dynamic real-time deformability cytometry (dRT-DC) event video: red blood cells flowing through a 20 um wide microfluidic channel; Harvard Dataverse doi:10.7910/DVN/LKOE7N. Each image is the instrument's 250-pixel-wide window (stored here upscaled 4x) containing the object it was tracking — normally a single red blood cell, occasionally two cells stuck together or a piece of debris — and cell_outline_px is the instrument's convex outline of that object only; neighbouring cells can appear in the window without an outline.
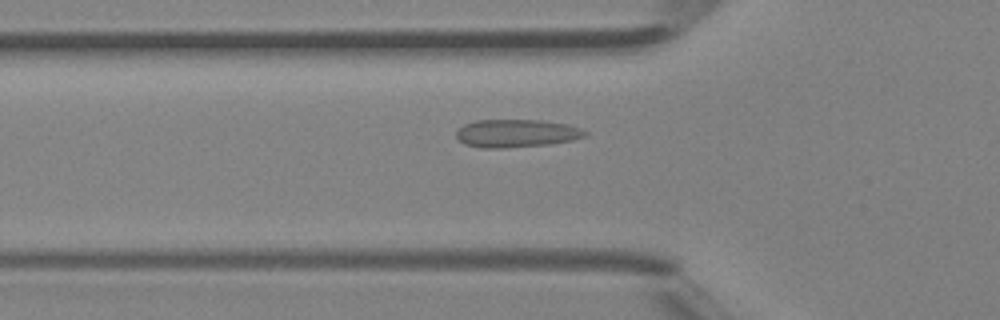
{"species": "Egyptian fruit bat (a non-hibernating species)", "species_latin": "Rousettus aegyptiacus", "temperature_condition": "room temperature", "stored_images_in_passage": 36, "camera_frame_rate_fps": 3000, "um_per_image_px": 0.085, "animal": {"sex": "female"}, "frame": {"image": 1, "passage_image": 6, "time_ms": 1.667, "image_size_px": [1000, 320], "cell_outline_px": [[588, 132], [584, 136], [572, 140], [548, 144], [504, 148], [480, 148], [464, 144], [456, 136], [456, 132], [464, 124], [476, 120], [540, 120], [568, 124], [580, 128]], "centroid_in_image_um": [43.88, 11.33], "position_along_channel_um": 81.9, "area_um2": 20.92}}
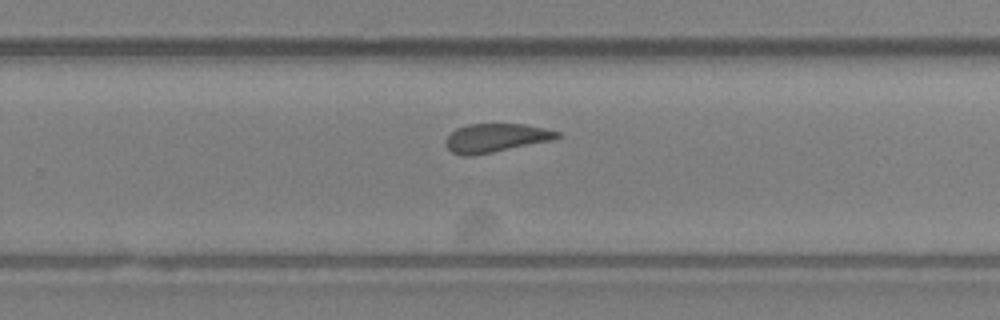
{"frame": {"image": 2, "passage_image": 20, "time_ms": 6.333, "image_size_px": [1000, 320], "cell_outline_px": [[560, 136], [552, 140], [472, 156], [464, 156], [452, 152], [444, 144], [444, 140], [456, 128], [468, 124], [524, 124], [544, 128], [560, 132]], "centroid_in_image_um": [42.1, 11.72], "position_along_channel_um": 287.7, "area_um2": 18.5}}
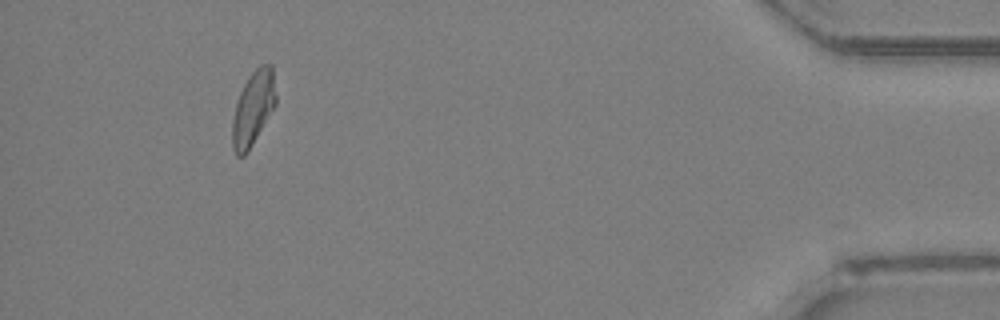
{"frame": {"image": 3, "passage_image": 33, "time_ms": 10.667, "image_size_px": [1000, 320], "cell_outline_px": [[276, 104], [248, 152], [244, 156], [236, 156], [232, 148], [232, 120], [236, 104], [240, 92], [248, 76], [260, 64], [272, 64], [276, 96]], "centroid_in_image_um": [21.51, 9.21], "position_along_channel_um": 413.7, "area_um2": 18.9}, "authors_computed_cell_mechanics": {"area_um2": 19.2763, "velocity_mm_per_s": 4.4251, "shape_relaxation_time_tau1_ms": null, "shape_relaxation_time_tau2_ms": 1.3131, "deformation_change_tau1": null, "deformation_change_tau2": 0.0495}}